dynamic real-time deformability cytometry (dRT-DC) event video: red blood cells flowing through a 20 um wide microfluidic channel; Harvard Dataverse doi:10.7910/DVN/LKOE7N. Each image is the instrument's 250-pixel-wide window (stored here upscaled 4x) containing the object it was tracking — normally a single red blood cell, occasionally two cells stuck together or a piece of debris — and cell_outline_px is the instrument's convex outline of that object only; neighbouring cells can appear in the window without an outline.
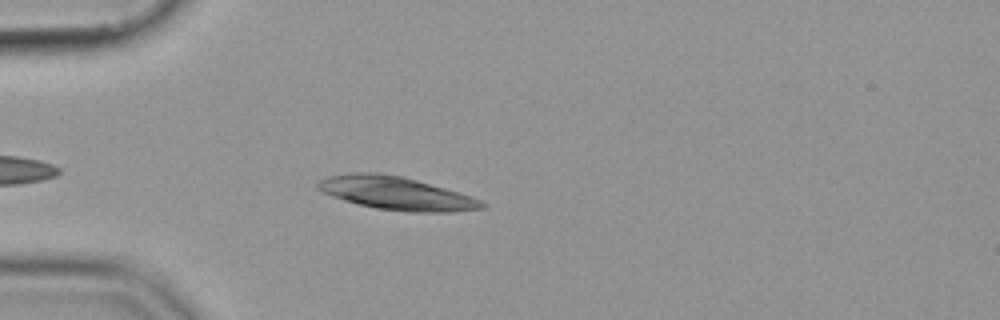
{"species": "common noctule bat (a hibernating species)", "species_latin": "Nyctalus noctula", "temperature_condition": "cold", "stored_images_in_passage": 44, "camera_frame_rate_fps": 3000, "um_per_image_px": 0.085, "animal": {"sex": "female", "body_mass_g": 19.9}, "frame": {"image": 1, "passage_image": 5, "time_ms": 1.333, "image_size_px": [1000, 320], "cell_outline_px": [[488, 204], [484, 208], [452, 212], [412, 212], [376, 208], [344, 200], [320, 192], [316, 188], [316, 184], [320, 180], [328, 176], [352, 172], [380, 172], [400, 176], [416, 180], [472, 196]], "centroid_in_image_um": [33.66, 16.42], "position_along_channel_um": 51.3, "area_um2": 31.62}}
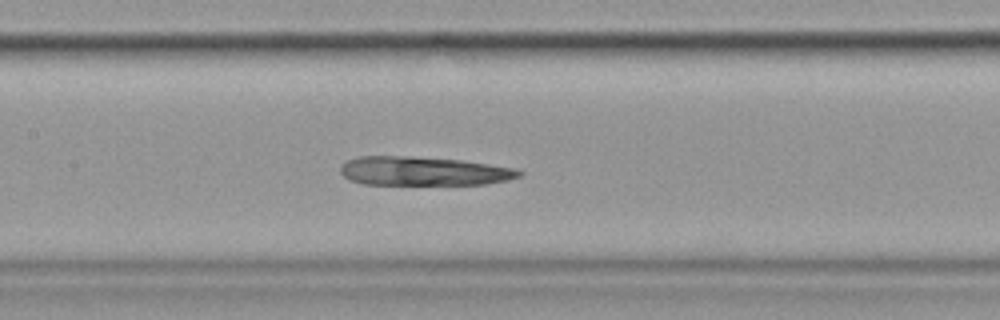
{"frame": {"image": 2, "passage_image": 16, "time_ms": 5.0, "image_size_px": [1000, 320], "cell_outline_px": [[524, 172], [520, 176], [508, 180], [484, 184], [364, 184], [348, 180], [340, 172], [340, 164], [348, 160], [360, 156], [404, 156], [460, 160], [516, 168]], "centroid_in_image_um": [35.97, 14.54], "position_along_channel_um": 171.4, "area_um2": 30.0}}
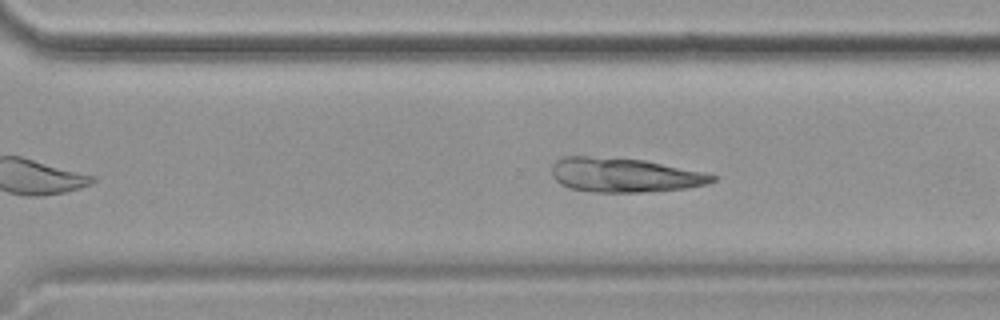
{"frame": {"image": 3, "passage_image": 28, "time_ms": 9.0, "image_size_px": [1000, 320], "cell_outline_px": [[716, 180], [708, 184], [688, 188], [640, 192], [592, 192], [572, 188], [560, 184], [552, 176], [552, 164], [556, 160], [564, 156], [584, 156], [644, 160], [704, 172], [716, 176]], "centroid_in_image_um": [53.07, 14.88], "position_along_channel_um": 317.5, "area_um2": 31.96}}